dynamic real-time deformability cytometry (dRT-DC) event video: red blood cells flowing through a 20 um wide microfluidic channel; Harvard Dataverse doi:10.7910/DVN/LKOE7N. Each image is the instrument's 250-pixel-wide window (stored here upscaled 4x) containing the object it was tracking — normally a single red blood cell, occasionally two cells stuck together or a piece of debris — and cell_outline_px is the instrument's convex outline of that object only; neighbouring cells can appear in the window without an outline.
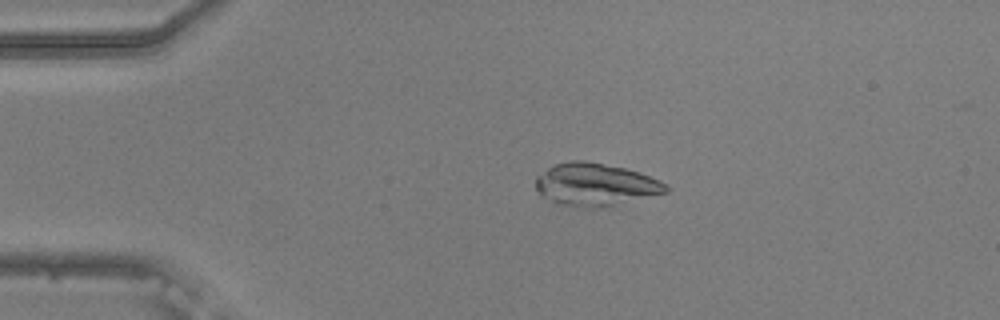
{"species": "common noctule bat (a hibernating species)", "species_latin": "Nyctalus noctula", "temperature_condition": "warm", "stored_images_in_passage": 55, "camera_frame_rate_fps": 3000, "um_per_image_px": 0.085, "animal": {"sex": "male", "body_mass_g": 20.5, "forearm_length_mm": 52.5}, "frame": {"image": 1, "passage_image": 12, "time_ms": 3.667, "image_size_px": [1000, 320], "cell_outline_px": [[672, 188], [668, 192], [612, 204], [592, 208], [580, 208], [560, 204], [544, 196], [536, 188], [536, 176], [552, 164], [572, 160], [584, 160], [624, 168], [660, 180], [668, 184]], "centroid_in_image_um": [50.59, 15.67], "position_along_channel_um": 34.4, "area_um2": 31.91}}
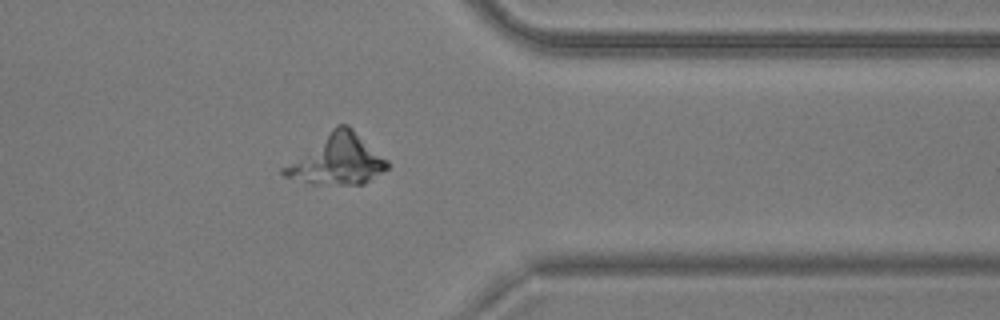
{"frame": {"image": 2, "passage_image": 44, "time_ms": 14.333, "image_size_px": [1000, 320], "cell_outline_px": [[392, 164], [388, 168], [364, 184], [308, 184], [284, 176], [280, 172], [280, 168], [336, 124], [348, 124], [388, 160]], "centroid_in_image_um": [28.64, 13.57], "position_along_channel_um": 382.8, "area_um2": 30.46}}
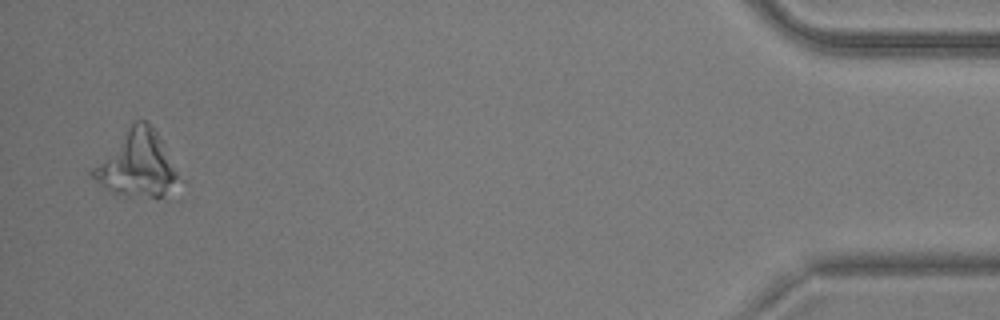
{"frame": {"image": 3, "passage_image": 53, "time_ms": 17.333, "image_size_px": [1000, 320], "cell_outline_px": [[188, 184], [160, 196], [128, 196], [112, 192], [104, 188], [88, 172], [128, 128], [136, 120], [148, 120], [152, 124]], "centroid_in_image_um": [11.78, 13.98], "position_along_channel_um": 423.4, "area_um2": 33.47}}